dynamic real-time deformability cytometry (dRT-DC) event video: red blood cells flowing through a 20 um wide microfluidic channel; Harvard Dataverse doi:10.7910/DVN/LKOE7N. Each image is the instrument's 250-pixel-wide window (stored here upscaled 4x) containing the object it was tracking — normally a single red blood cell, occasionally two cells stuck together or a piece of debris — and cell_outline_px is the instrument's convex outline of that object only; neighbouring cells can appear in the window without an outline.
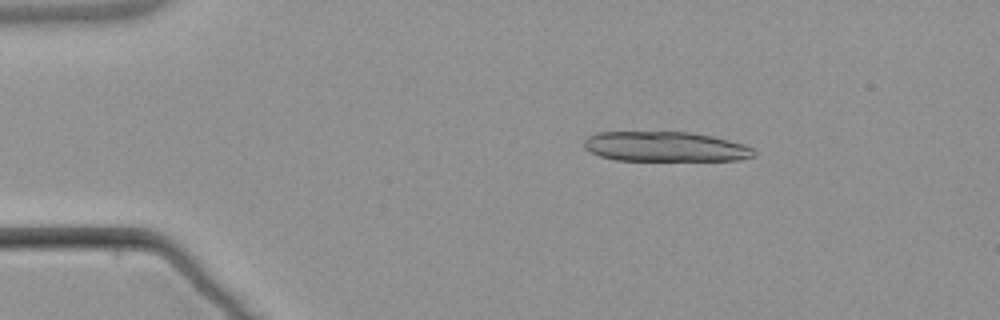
{"species": "common noctule bat (a hibernating species)", "species_latin": "Nyctalus noctula", "temperature_condition": "warm", "stored_images_in_passage": 6, "camera_frame_rate_fps": 3000, "um_per_image_px": 0.085, "animal": {"sex": "male", "body_mass_g": 21.5, "forearm_length_mm": 52.0}, "frame": {"image": 1, "passage_image": 2, "time_ms": 1.333, "image_size_px": [1000, 320], "cell_outline_px": [[756, 156], [740, 160], [616, 160], [600, 156], [584, 148], [584, 140], [588, 136], [596, 132], [688, 132], [712, 136], [744, 144], [752, 148], [756, 152]], "centroid_in_image_um": [56.55, 12.46], "position_along_channel_um": 28.4, "area_um2": 29.59}}